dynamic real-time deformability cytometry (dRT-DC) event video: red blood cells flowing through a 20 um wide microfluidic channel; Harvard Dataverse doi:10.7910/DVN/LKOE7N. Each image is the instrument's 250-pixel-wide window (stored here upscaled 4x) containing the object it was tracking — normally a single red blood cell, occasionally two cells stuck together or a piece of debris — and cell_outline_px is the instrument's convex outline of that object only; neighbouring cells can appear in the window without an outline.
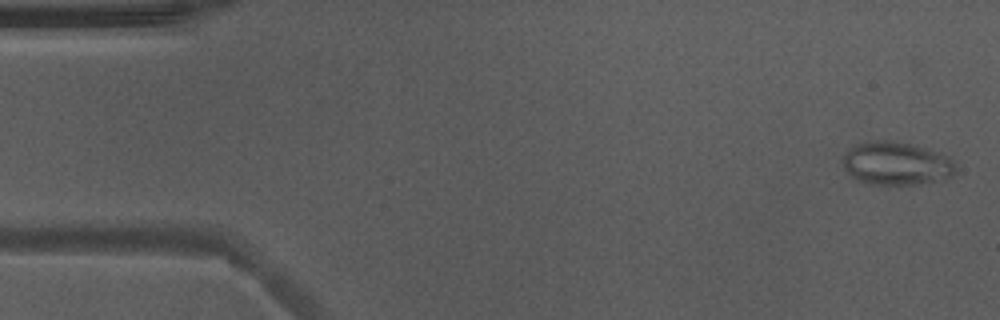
{"species": "Egyptian fruit bat (a non-hibernating species)", "species_latin": "Rousettus aegyptiacus", "temperature_condition": "warm", "stored_images_in_passage": 52, "camera_frame_rate_fps": 3000, "um_per_image_px": 0.085, "animal": {"sex": "male"}, "frame": {"image": 1, "passage_image": 2, "time_ms": 0.333, "image_size_px": [1000, 320], "cell_outline_px": [[956, 172], [952, 176], [944, 180], [920, 184], [876, 184], [860, 180], [852, 176], [844, 168], [840, 160], [840, 156], [844, 152], [856, 144], [876, 140], [892, 140], [912, 144], [948, 156], [952, 160], [956, 168]], "centroid_in_image_um": [76.18, 13.89], "position_along_channel_um": 8.8, "area_um2": 28.55}}
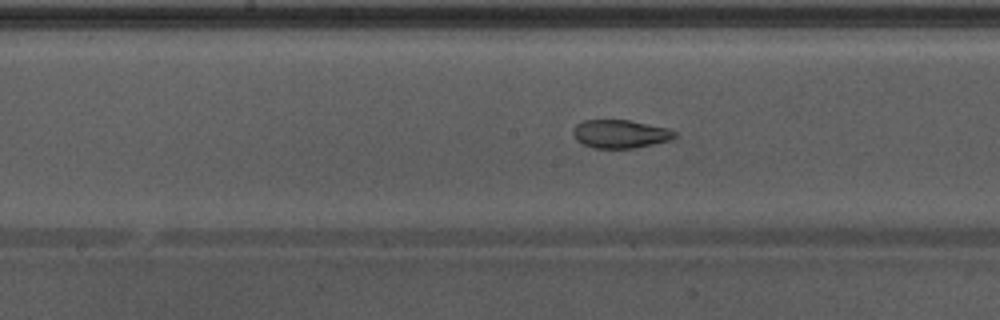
{"frame": {"image": 2, "passage_image": 26, "time_ms": 8.333, "image_size_px": [1000, 320], "cell_outline_px": [[676, 136], [668, 140], [652, 144], [632, 148], [592, 148], [576, 140], [572, 132], [576, 124], [584, 120], [628, 120], [668, 128], [676, 132]], "centroid_in_image_um": [52.69, 11.38], "position_along_channel_um": 195.5, "area_um2": 16.59}}
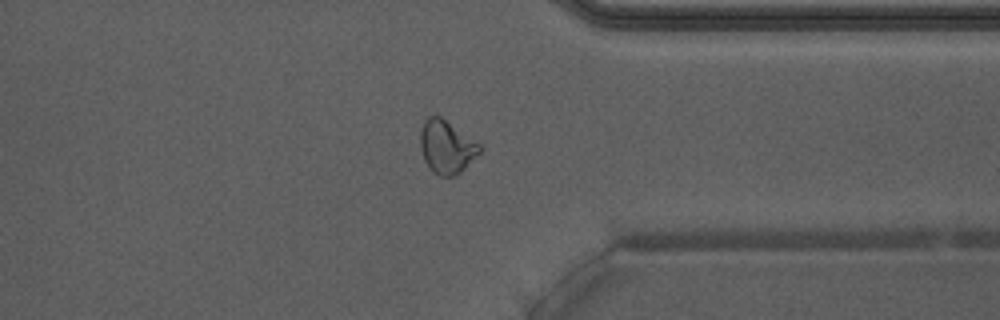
{"frame": {"image": 3, "passage_image": 40, "time_ms": 13.0, "image_size_px": [1000, 320], "cell_outline_px": [[484, 148], [456, 176], [440, 176], [432, 172], [424, 160], [420, 144], [420, 132], [424, 120], [428, 116], [440, 116], [480, 144]], "centroid_in_image_um": [37.95, 12.49], "position_along_channel_um": 373.5, "area_um2": 18.26}, "authors_computed_cell_mechanics": {"area_um2": 19.652, "velocity_mm_per_s": 3.9284, "shape_relaxation_time_tau1_ms": null, "shape_relaxation_time_tau2_ms": 1.3192, "deformation_change_tau1": null, "deformation_change_tau2": 0.0801}}